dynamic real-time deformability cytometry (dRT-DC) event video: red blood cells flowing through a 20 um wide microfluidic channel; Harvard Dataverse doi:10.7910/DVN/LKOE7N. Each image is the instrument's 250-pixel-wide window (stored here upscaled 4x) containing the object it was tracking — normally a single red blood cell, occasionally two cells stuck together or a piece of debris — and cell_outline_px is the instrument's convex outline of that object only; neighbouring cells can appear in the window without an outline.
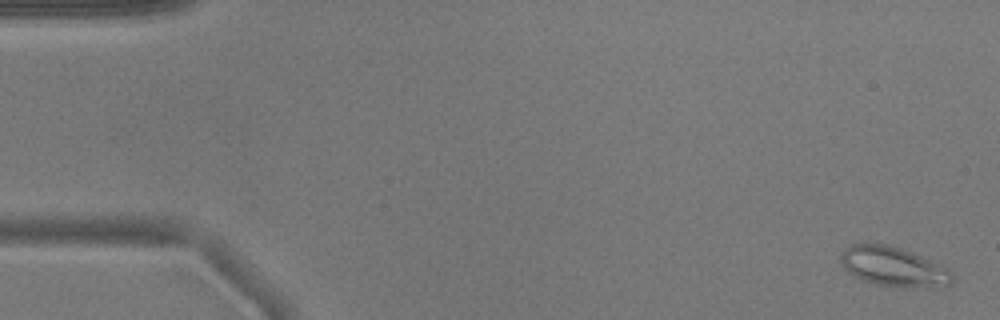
{"species": "common noctule bat (a hibernating species)", "species_latin": "Nyctalus noctula", "temperature_condition": "warm", "stored_images_in_passage": 53, "camera_frame_rate_fps": 3000, "um_per_image_px": 0.085, "animal": {"sex": "male", "body_mass_g": 17.9}, "frame": {"image": 1, "passage_image": 2, "time_ms": 0.333, "image_size_px": [1000, 320], "cell_outline_px": [[952, 280], [948, 288], [904, 288], [876, 284], [860, 280], [852, 276], [844, 268], [840, 260], [840, 252], [844, 248], [852, 244], [888, 244], [912, 252], [940, 264], [948, 268], [952, 272]], "centroid_in_image_um": [75.97, 22.7], "position_along_channel_um": 9.0, "area_um2": 26.36}}
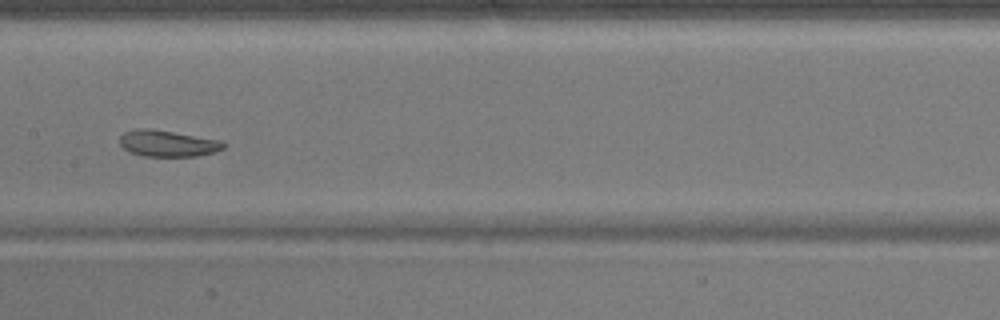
{"frame": {"image": 2, "passage_image": 27, "time_ms": 8.667, "image_size_px": [1000, 320], "cell_outline_px": [[228, 144], [224, 148], [216, 152], [196, 156], [144, 156], [128, 152], [120, 144], [120, 136], [124, 132], [136, 128], [148, 128], [220, 140]], "centroid_in_image_um": [14.25, 12.2], "position_along_channel_um": 193.1, "area_um2": 15.95}}
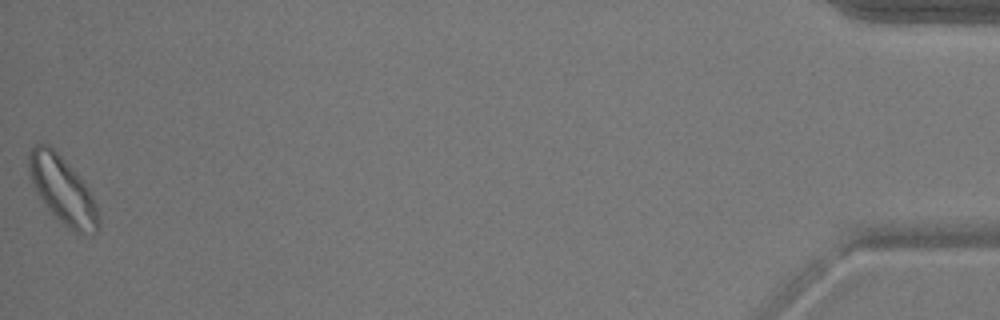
{"frame": {"image": 3, "passage_image": 53, "time_ms": 17.333, "image_size_px": [1000, 320], "cell_outline_px": [[100, 228], [92, 236], [76, 232], [68, 228], [52, 212], [36, 192], [28, 176], [28, 156], [32, 148], [36, 144], [48, 144], [76, 172], [88, 188], [96, 204], [100, 220]], "centroid_in_image_um": [5.34, 16.18], "position_along_channel_um": 429.9, "area_um2": 27.05}, "authors_computed_cell_mechanics": {"area_um2": 20.23, "velocity_mm_per_s": 3.8417, "shape_relaxation_time_tau1_ms": 3.6989, "shape_relaxation_time_tau2_ms": 7.4467, "deformation_change_tau1": 0.1003, "deformation_change_tau2": 0.151}}